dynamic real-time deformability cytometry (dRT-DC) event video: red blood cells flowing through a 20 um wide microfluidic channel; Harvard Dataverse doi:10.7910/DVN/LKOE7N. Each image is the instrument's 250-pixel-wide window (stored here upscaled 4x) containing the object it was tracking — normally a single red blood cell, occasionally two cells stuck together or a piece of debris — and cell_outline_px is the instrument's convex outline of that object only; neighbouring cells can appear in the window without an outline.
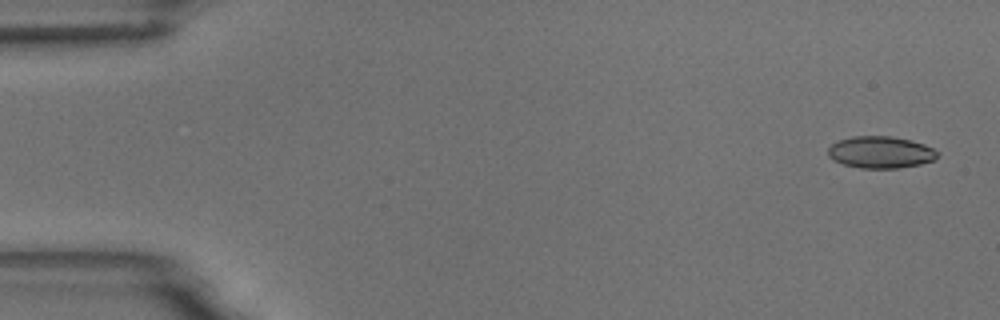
{"species": "common noctule bat (a hibernating species)", "species_latin": "Nyctalus noctula", "temperature_condition": "room temperature", "stored_images_in_passage": 5, "camera_frame_rate_fps": 3000, "um_per_image_px": 0.085, "animal": {"sex": "male", "body_mass_g": 18.8}, "frame": {"image": 1, "passage_image": 1, "time_ms": 0.0, "image_size_px": [1000, 320], "cell_outline_px": [[940, 152], [936, 160], [920, 164], [900, 168], [860, 168], [844, 164], [832, 160], [828, 156], [828, 148], [832, 144], [840, 140], [852, 136], [892, 136], [912, 140], [924, 144]], "centroid_in_image_um": [74.88, 12.94], "position_along_channel_um": 10.1, "area_um2": 20.52}}
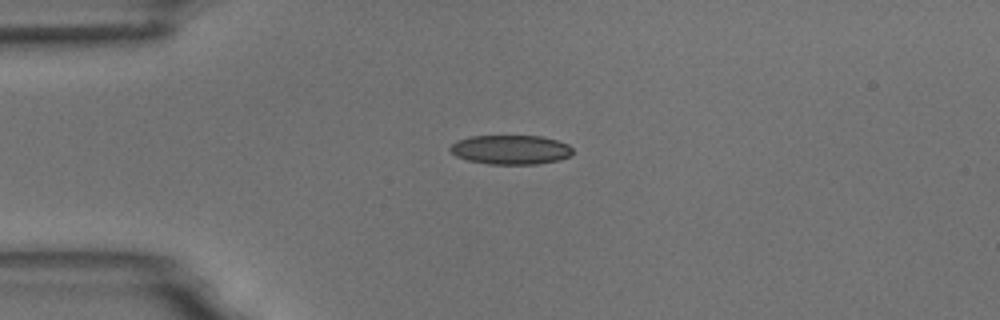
{"frame": {"image": 2, "passage_image": 4, "time_ms": 3.667, "image_size_px": [1000, 320], "cell_outline_px": [[572, 156], [560, 160], [536, 164], [488, 164], [468, 160], [456, 156], [448, 148], [456, 140], [472, 136], [540, 136], [556, 140], [568, 144], [572, 148]], "centroid_in_image_um": [43.42, 12.72], "position_along_channel_um": 41.6, "area_um2": 20.98}}